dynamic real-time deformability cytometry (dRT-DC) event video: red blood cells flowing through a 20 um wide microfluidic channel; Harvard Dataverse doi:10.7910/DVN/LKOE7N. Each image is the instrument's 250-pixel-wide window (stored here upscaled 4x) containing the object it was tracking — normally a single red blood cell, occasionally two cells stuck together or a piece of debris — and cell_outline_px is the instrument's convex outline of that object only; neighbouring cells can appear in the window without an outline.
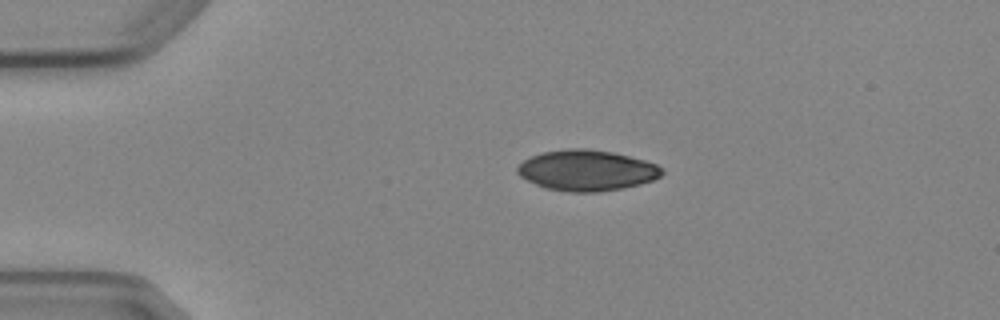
{"species": "Egyptian fruit bat (a non-hibernating species)", "species_latin": "Rousettus aegyptiacus", "temperature_condition": "cold", "stored_images_in_passage": 2, "camera_frame_rate_fps": 3000, "um_per_image_px": 0.085, "animal": {"sex": "female"}, "frame": {"image": 1, "passage_image": 1, "time_ms": 0.0, "image_size_px": [1000, 320], "cell_outline_px": [[664, 172], [660, 176], [652, 180], [640, 184], [624, 188], [596, 192], [568, 192], [544, 188], [520, 176], [516, 172], [516, 168], [524, 160], [532, 156], [544, 152], [568, 148], [584, 148], [612, 152], [644, 160], [656, 164], [664, 168]], "centroid_in_image_um": [49.88, 14.49], "position_along_channel_um": 35.1, "area_um2": 34.28}}